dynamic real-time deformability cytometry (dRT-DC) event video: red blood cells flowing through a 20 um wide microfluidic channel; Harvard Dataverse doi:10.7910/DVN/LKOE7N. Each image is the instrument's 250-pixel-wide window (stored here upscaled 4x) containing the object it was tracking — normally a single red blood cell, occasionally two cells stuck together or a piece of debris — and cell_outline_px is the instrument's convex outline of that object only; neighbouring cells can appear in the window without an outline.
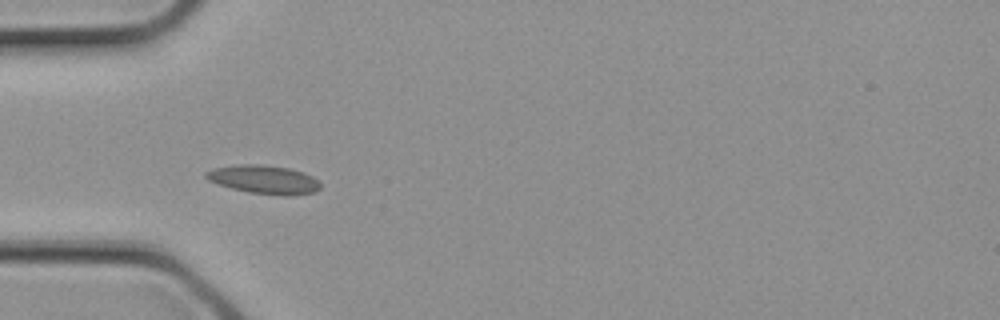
{"species": "common noctule bat (a hibernating species)", "species_latin": "Nyctalus noctula", "temperature_condition": "cold", "stored_images_in_passage": 3, "camera_frame_rate_fps": 3000, "um_per_image_px": 0.085, "animal": {"sex": "female", "body_mass_g": 21.9}, "frame": {"image": 1, "passage_image": 3, "time_ms": 0.667, "image_size_px": [1000, 320], "cell_outline_px": [[320, 188], [312, 192], [292, 196], [284, 196], [248, 192], [216, 184], [208, 180], [204, 176], [204, 172], [212, 168], [240, 164], [260, 164], [288, 168], [304, 172], [320, 180]], "centroid_in_image_um": [22.42, 15.26], "position_along_channel_um": 62.6, "area_um2": 19.25}}